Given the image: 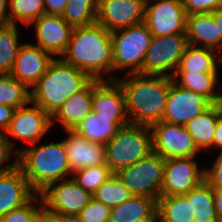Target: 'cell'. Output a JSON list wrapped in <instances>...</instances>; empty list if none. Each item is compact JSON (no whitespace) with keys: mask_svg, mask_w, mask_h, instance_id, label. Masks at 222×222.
I'll use <instances>...</instances> for the list:
<instances>
[{"mask_svg":"<svg viewBox=\"0 0 222 222\" xmlns=\"http://www.w3.org/2000/svg\"><path fill=\"white\" fill-rule=\"evenodd\" d=\"M146 0H98L96 23L107 31L144 23Z\"/></svg>","mask_w":222,"mask_h":222,"instance_id":"obj_14","label":"cell"},{"mask_svg":"<svg viewBox=\"0 0 222 222\" xmlns=\"http://www.w3.org/2000/svg\"><path fill=\"white\" fill-rule=\"evenodd\" d=\"M157 212V201L132 195L127 201L111 208L109 222H144Z\"/></svg>","mask_w":222,"mask_h":222,"instance_id":"obj_25","label":"cell"},{"mask_svg":"<svg viewBox=\"0 0 222 222\" xmlns=\"http://www.w3.org/2000/svg\"><path fill=\"white\" fill-rule=\"evenodd\" d=\"M144 222H162L160 216L156 213L154 216H152L149 220Z\"/></svg>","mask_w":222,"mask_h":222,"instance_id":"obj_50","label":"cell"},{"mask_svg":"<svg viewBox=\"0 0 222 222\" xmlns=\"http://www.w3.org/2000/svg\"><path fill=\"white\" fill-rule=\"evenodd\" d=\"M212 165H204V180L212 188H222V153H218Z\"/></svg>","mask_w":222,"mask_h":222,"instance_id":"obj_40","label":"cell"},{"mask_svg":"<svg viewBox=\"0 0 222 222\" xmlns=\"http://www.w3.org/2000/svg\"><path fill=\"white\" fill-rule=\"evenodd\" d=\"M222 114L221 103L212 104L207 110L188 121L185 128L201 153L213 151V139L217 127L218 117Z\"/></svg>","mask_w":222,"mask_h":222,"instance_id":"obj_23","label":"cell"},{"mask_svg":"<svg viewBox=\"0 0 222 222\" xmlns=\"http://www.w3.org/2000/svg\"><path fill=\"white\" fill-rule=\"evenodd\" d=\"M8 1L9 0H0V22L6 25L9 24Z\"/></svg>","mask_w":222,"mask_h":222,"instance_id":"obj_45","label":"cell"},{"mask_svg":"<svg viewBox=\"0 0 222 222\" xmlns=\"http://www.w3.org/2000/svg\"><path fill=\"white\" fill-rule=\"evenodd\" d=\"M92 112L111 121H129L125 94L116 80H93Z\"/></svg>","mask_w":222,"mask_h":222,"instance_id":"obj_17","label":"cell"},{"mask_svg":"<svg viewBox=\"0 0 222 222\" xmlns=\"http://www.w3.org/2000/svg\"><path fill=\"white\" fill-rule=\"evenodd\" d=\"M93 80L61 58H54L32 87L31 102L52 116L69 97L83 91Z\"/></svg>","mask_w":222,"mask_h":222,"instance_id":"obj_4","label":"cell"},{"mask_svg":"<svg viewBox=\"0 0 222 222\" xmlns=\"http://www.w3.org/2000/svg\"><path fill=\"white\" fill-rule=\"evenodd\" d=\"M218 222H222V188H213Z\"/></svg>","mask_w":222,"mask_h":222,"instance_id":"obj_44","label":"cell"},{"mask_svg":"<svg viewBox=\"0 0 222 222\" xmlns=\"http://www.w3.org/2000/svg\"><path fill=\"white\" fill-rule=\"evenodd\" d=\"M54 58L39 46L25 42L17 54L10 74L30 90L45 74Z\"/></svg>","mask_w":222,"mask_h":222,"instance_id":"obj_18","label":"cell"},{"mask_svg":"<svg viewBox=\"0 0 222 222\" xmlns=\"http://www.w3.org/2000/svg\"><path fill=\"white\" fill-rule=\"evenodd\" d=\"M18 158L19 152L12 146L4 133H0V175L15 170L18 167Z\"/></svg>","mask_w":222,"mask_h":222,"instance_id":"obj_37","label":"cell"},{"mask_svg":"<svg viewBox=\"0 0 222 222\" xmlns=\"http://www.w3.org/2000/svg\"><path fill=\"white\" fill-rule=\"evenodd\" d=\"M8 11L9 24L19 25L20 23L25 25V28L31 22L46 14L44 0H9Z\"/></svg>","mask_w":222,"mask_h":222,"instance_id":"obj_33","label":"cell"},{"mask_svg":"<svg viewBox=\"0 0 222 222\" xmlns=\"http://www.w3.org/2000/svg\"><path fill=\"white\" fill-rule=\"evenodd\" d=\"M113 175L107 164L88 167L72 174L74 181L93 194L97 188Z\"/></svg>","mask_w":222,"mask_h":222,"instance_id":"obj_35","label":"cell"},{"mask_svg":"<svg viewBox=\"0 0 222 222\" xmlns=\"http://www.w3.org/2000/svg\"><path fill=\"white\" fill-rule=\"evenodd\" d=\"M111 32L102 25L74 27L61 59L97 80H113Z\"/></svg>","mask_w":222,"mask_h":222,"instance_id":"obj_1","label":"cell"},{"mask_svg":"<svg viewBox=\"0 0 222 222\" xmlns=\"http://www.w3.org/2000/svg\"><path fill=\"white\" fill-rule=\"evenodd\" d=\"M31 101V90L10 73L0 74V104L20 108Z\"/></svg>","mask_w":222,"mask_h":222,"instance_id":"obj_31","label":"cell"},{"mask_svg":"<svg viewBox=\"0 0 222 222\" xmlns=\"http://www.w3.org/2000/svg\"><path fill=\"white\" fill-rule=\"evenodd\" d=\"M150 129L153 152L164 159L200 157V151L184 125L160 121L152 124Z\"/></svg>","mask_w":222,"mask_h":222,"instance_id":"obj_10","label":"cell"},{"mask_svg":"<svg viewBox=\"0 0 222 222\" xmlns=\"http://www.w3.org/2000/svg\"><path fill=\"white\" fill-rule=\"evenodd\" d=\"M194 222H218L213 188L204 180L191 190Z\"/></svg>","mask_w":222,"mask_h":222,"instance_id":"obj_29","label":"cell"},{"mask_svg":"<svg viewBox=\"0 0 222 222\" xmlns=\"http://www.w3.org/2000/svg\"><path fill=\"white\" fill-rule=\"evenodd\" d=\"M188 45L186 33L153 36L143 60L141 74L172 77Z\"/></svg>","mask_w":222,"mask_h":222,"instance_id":"obj_8","label":"cell"},{"mask_svg":"<svg viewBox=\"0 0 222 222\" xmlns=\"http://www.w3.org/2000/svg\"><path fill=\"white\" fill-rule=\"evenodd\" d=\"M51 128V116L30 101L27 105L15 109L13 118L4 135L18 151L17 141H21L26 147L35 144L43 140V137L50 130L52 131Z\"/></svg>","mask_w":222,"mask_h":222,"instance_id":"obj_9","label":"cell"},{"mask_svg":"<svg viewBox=\"0 0 222 222\" xmlns=\"http://www.w3.org/2000/svg\"><path fill=\"white\" fill-rule=\"evenodd\" d=\"M40 195L48 214L79 215L93 198L72 177L50 184Z\"/></svg>","mask_w":222,"mask_h":222,"instance_id":"obj_11","label":"cell"},{"mask_svg":"<svg viewBox=\"0 0 222 222\" xmlns=\"http://www.w3.org/2000/svg\"><path fill=\"white\" fill-rule=\"evenodd\" d=\"M221 66V54L208 48L189 44L176 72L220 73Z\"/></svg>","mask_w":222,"mask_h":222,"instance_id":"obj_26","label":"cell"},{"mask_svg":"<svg viewBox=\"0 0 222 222\" xmlns=\"http://www.w3.org/2000/svg\"><path fill=\"white\" fill-rule=\"evenodd\" d=\"M53 215L59 222H82L79 215L67 214H50Z\"/></svg>","mask_w":222,"mask_h":222,"instance_id":"obj_46","label":"cell"},{"mask_svg":"<svg viewBox=\"0 0 222 222\" xmlns=\"http://www.w3.org/2000/svg\"><path fill=\"white\" fill-rule=\"evenodd\" d=\"M153 152L150 126L128 124L105 144L106 164L113 174Z\"/></svg>","mask_w":222,"mask_h":222,"instance_id":"obj_5","label":"cell"},{"mask_svg":"<svg viewBox=\"0 0 222 222\" xmlns=\"http://www.w3.org/2000/svg\"><path fill=\"white\" fill-rule=\"evenodd\" d=\"M128 124H130L129 121H111V118L99 117L91 112L74 131L90 142L105 145L117 134L121 127Z\"/></svg>","mask_w":222,"mask_h":222,"instance_id":"obj_27","label":"cell"},{"mask_svg":"<svg viewBox=\"0 0 222 222\" xmlns=\"http://www.w3.org/2000/svg\"><path fill=\"white\" fill-rule=\"evenodd\" d=\"M186 36L190 45L208 48L222 55V38L218 33L213 12L187 15Z\"/></svg>","mask_w":222,"mask_h":222,"instance_id":"obj_22","label":"cell"},{"mask_svg":"<svg viewBox=\"0 0 222 222\" xmlns=\"http://www.w3.org/2000/svg\"><path fill=\"white\" fill-rule=\"evenodd\" d=\"M213 18L216 23L218 33H220L222 38V8L213 11Z\"/></svg>","mask_w":222,"mask_h":222,"instance_id":"obj_47","label":"cell"},{"mask_svg":"<svg viewBox=\"0 0 222 222\" xmlns=\"http://www.w3.org/2000/svg\"><path fill=\"white\" fill-rule=\"evenodd\" d=\"M186 12L182 0H148L145 21L153 36L186 33Z\"/></svg>","mask_w":222,"mask_h":222,"instance_id":"obj_12","label":"cell"},{"mask_svg":"<svg viewBox=\"0 0 222 222\" xmlns=\"http://www.w3.org/2000/svg\"><path fill=\"white\" fill-rule=\"evenodd\" d=\"M156 213L162 222H194L191 190L185 195L160 196Z\"/></svg>","mask_w":222,"mask_h":222,"instance_id":"obj_28","label":"cell"},{"mask_svg":"<svg viewBox=\"0 0 222 222\" xmlns=\"http://www.w3.org/2000/svg\"><path fill=\"white\" fill-rule=\"evenodd\" d=\"M199 157L165 159L161 196L185 195L204 181V166ZM199 164V165H198Z\"/></svg>","mask_w":222,"mask_h":222,"instance_id":"obj_13","label":"cell"},{"mask_svg":"<svg viewBox=\"0 0 222 222\" xmlns=\"http://www.w3.org/2000/svg\"><path fill=\"white\" fill-rule=\"evenodd\" d=\"M44 222H59L53 215L48 214L44 210Z\"/></svg>","mask_w":222,"mask_h":222,"instance_id":"obj_49","label":"cell"},{"mask_svg":"<svg viewBox=\"0 0 222 222\" xmlns=\"http://www.w3.org/2000/svg\"><path fill=\"white\" fill-rule=\"evenodd\" d=\"M18 146V167L31 189L40 194L50 184L72 177L63 140Z\"/></svg>","mask_w":222,"mask_h":222,"instance_id":"obj_3","label":"cell"},{"mask_svg":"<svg viewBox=\"0 0 222 222\" xmlns=\"http://www.w3.org/2000/svg\"><path fill=\"white\" fill-rule=\"evenodd\" d=\"M164 165L165 159L152 152L149 156L120 169L115 175L132 195L146 196L157 201L164 182Z\"/></svg>","mask_w":222,"mask_h":222,"instance_id":"obj_7","label":"cell"},{"mask_svg":"<svg viewBox=\"0 0 222 222\" xmlns=\"http://www.w3.org/2000/svg\"><path fill=\"white\" fill-rule=\"evenodd\" d=\"M18 25L8 24L0 30V74H9L24 44L20 40Z\"/></svg>","mask_w":222,"mask_h":222,"instance_id":"obj_30","label":"cell"},{"mask_svg":"<svg viewBox=\"0 0 222 222\" xmlns=\"http://www.w3.org/2000/svg\"><path fill=\"white\" fill-rule=\"evenodd\" d=\"M15 109L14 107L0 104V133H4L9 127Z\"/></svg>","mask_w":222,"mask_h":222,"instance_id":"obj_41","label":"cell"},{"mask_svg":"<svg viewBox=\"0 0 222 222\" xmlns=\"http://www.w3.org/2000/svg\"><path fill=\"white\" fill-rule=\"evenodd\" d=\"M111 208L92 198L81 210L79 217L82 222H109Z\"/></svg>","mask_w":222,"mask_h":222,"instance_id":"obj_38","label":"cell"},{"mask_svg":"<svg viewBox=\"0 0 222 222\" xmlns=\"http://www.w3.org/2000/svg\"><path fill=\"white\" fill-rule=\"evenodd\" d=\"M67 0H44L46 14L62 15L65 10Z\"/></svg>","mask_w":222,"mask_h":222,"instance_id":"obj_42","label":"cell"},{"mask_svg":"<svg viewBox=\"0 0 222 222\" xmlns=\"http://www.w3.org/2000/svg\"><path fill=\"white\" fill-rule=\"evenodd\" d=\"M220 73L175 72L173 81L180 87L192 90L206 97L212 104L221 103L222 86ZM219 84V85H218ZM220 90V91H219Z\"/></svg>","mask_w":222,"mask_h":222,"instance_id":"obj_24","label":"cell"},{"mask_svg":"<svg viewBox=\"0 0 222 222\" xmlns=\"http://www.w3.org/2000/svg\"><path fill=\"white\" fill-rule=\"evenodd\" d=\"M92 93L93 81L83 91L69 97L51 116L52 127L60 125V130H75L92 112Z\"/></svg>","mask_w":222,"mask_h":222,"instance_id":"obj_21","label":"cell"},{"mask_svg":"<svg viewBox=\"0 0 222 222\" xmlns=\"http://www.w3.org/2000/svg\"><path fill=\"white\" fill-rule=\"evenodd\" d=\"M153 35L145 23L130 26L111 32L113 45V80L119 75L116 73H140L147 49Z\"/></svg>","mask_w":222,"mask_h":222,"instance_id":"obj_6","label":"cell"},{"mask_svg":"<svg viewBox=\"0 0 222 222\" xmlns=\"http://www.w3.org/2000/svg\"><path fill=\"white\" fill-rule=\"evenodd\" d=\"M98 0H67L62 17L74 27L96 23Z\"/></svg>","mask_w":222,"mask_h":222,"instance_id":"obj_32","label":"cell"},{"mask_svg":"<svg viewBox=\"0 0 222 222\" xmlns=\"http://www.w3.org/2000/svg\"><path fill=\"white\" fill-rule=\"evenodd\" d=\"M30 222H44V209H42Z\"/></svg>","mask_w":222,"mask_h":222,"instance_id":"obj_48","label":"cell"},{"mask_svg":"<svg viewBox=\"0 0 222 222\" xmlns=\"http://www.w3.org/2000/svg\"><path fill=\"white\" fill-rule=\"evenodd\" d=\"M43 209L40 194H35L26 204L0 217V222H30Z\"/></svg>","mask_w":222,"mask_h":222,"instance_id":"obj_36","label":"cell"},{"mask_svg":"<svg viewBox=\"0 0 222 222\" xmlns=\"http://www.w3.org/2000/svg\"><path fill=\"white\" fill-rule=\"evenodd\" d=\"M125 94L130 124L151 126L162 121L170 76L131 73L116 79Z\"/></svg>","mask_w":222,"mask_h":222,"instance_id":"obj_2","label":"cell"},{"mask_svg":"<svg viewBox=\"0 0 222 222\" xmlns=\"http://www.w3.org/2000/svg\"><path fill=\"white\" fill-rule=\"evenodd\" d=\"M211 105L212 103L206 97L178 86L170 77V89L162 121L185 126L188 121Z\"/></svg>","mask_w":222,"mask_h":222,"instance_id":"obj_15","label":"cell"},{"mask_svg":"<svg viewBox=\"0 0 222 222\" xmlns=\"http://www.w3.org/2000/svg\"><path fill=\"white\" fill-rule=\"evenodd\" d=\"M186 15L208 14L222 8V0H182Z\"/></svg>","mask_w":222,"mask_h":222,"instance_id":"obj_39","label":"cell"},{"mask_svg":"<svg viewBox=\"0 0 222 222\" xmlns=\"http://www.w3.org/2000/svg\"><path fill=\"white\" fill-rule=\"evenodd\" d=\"M35 194L19 167L0 175V217L26 204Z\"/></svg>","mask_w":222,"mask_h":222,"instance_id":"obj_20","label":"cell"},{"mask_svg":"<svg viewBox=\"0 0 222 222\" xmlns=\"http://www.w3.org/2000/svg\"><path fill=\"white\" fill-rule=\"evenodd\" d=\"M219 151L222 153V114L218 117L217 127L213 139V151Z\"/></svg>","mask_w":222,"mask_h":222,"instance_id":"obj_43","label":"cell"},{"mask_svg":"<svg viewBox=\"0 0 222 222\" xmlns=\"http://www.w3.org/2000/svg\"><path fill=\"white\" fill-rule=\"evenodd\" d=\"M6 24L0 22V30L5 26Z\"/></svg>","mask_w":222,"mask_h":222,"instance_id":"obj_51","label":"cell"},{"mask_svg":"<svg viewBox=\"0 0 222 222\" xmlns=\"http://www.w3.org/2000/svg\"><path fill=\"white\" fill-rule=\"evenodd\" d=\"M63 143L66 148L70 171L106 164L105 145L90 142L74 130L64 131Z\"/></svg>","mask_w":222,"mask_h":222,"instance_id":"obj_19","label":"cell"},{"mask_svg":"<svg viewBox=\"0 0 222 222\" xmlns=\"http://www.w3.org/2000/svg\"><path fill=\"white\" fill-rule=\"evenodd\" d=\"M92 196L107 207L113 208L127 201L132 194L121 180L113 174L97 188Z\"/></svg>","mask_w":222,"mask_h":222,"instance_id":"obj_34","label":"cell"},{"mask_svg":"<svg viewBox=\"0 0 222 222\" xmlns=\"http://www.w3.org/2000/svg\"><path fill=\"white\" fill-rule=\"evenodd\" d=\"M35 31L34 44L53 58H61L65 53L73 27L61 15L43 14L31 22Z\"/></svg>","mask_w":222,"mask_h":222,"instance_id":"obj_16","label":"cell"}]
</instances>
